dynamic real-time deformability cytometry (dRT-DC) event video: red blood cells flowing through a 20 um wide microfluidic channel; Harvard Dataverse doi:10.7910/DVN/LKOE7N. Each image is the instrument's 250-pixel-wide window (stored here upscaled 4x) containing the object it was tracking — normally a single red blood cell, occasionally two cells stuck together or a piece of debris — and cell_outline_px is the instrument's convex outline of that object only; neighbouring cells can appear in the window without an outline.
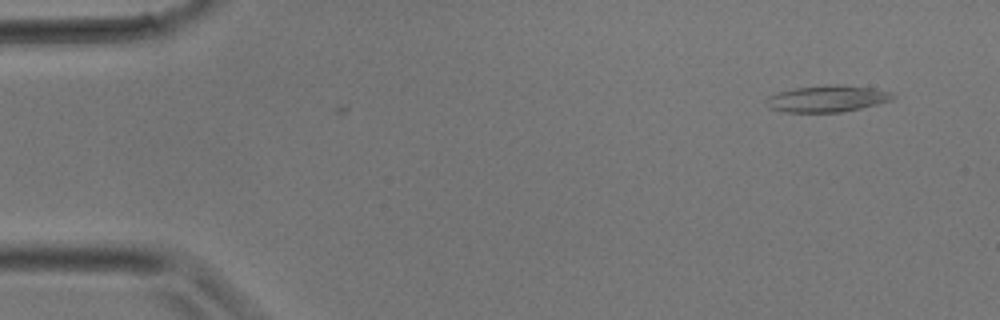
{"species": "common noctule bat (a hibernating species)", "species_latin": "Nyctalus noctula", "temperature_condition": "room temperature", "stored_images_in_passage": 2, "camera_frame_rate_fps": 3000, "um_per_image_px": 0.085, "animal": {"sex": "male", "body_mass_g": 17.9}, "frame": {"image": 1, "passage_image": 2, "time_ms": 0.333, "image_size_px": [1000, 320], "cell_outline_px": [[896, 96], [892, 100], [860, 108], [840, 112], [784, 112], [768, 108], [764, 100], [768, 96], [780, 92], [796, 88], [872, 88], [892, 92]], "centroid_in_image_um": [70.26, 8.45], "position_along_channel_um": 14.7, "area_um2": 18.38}}